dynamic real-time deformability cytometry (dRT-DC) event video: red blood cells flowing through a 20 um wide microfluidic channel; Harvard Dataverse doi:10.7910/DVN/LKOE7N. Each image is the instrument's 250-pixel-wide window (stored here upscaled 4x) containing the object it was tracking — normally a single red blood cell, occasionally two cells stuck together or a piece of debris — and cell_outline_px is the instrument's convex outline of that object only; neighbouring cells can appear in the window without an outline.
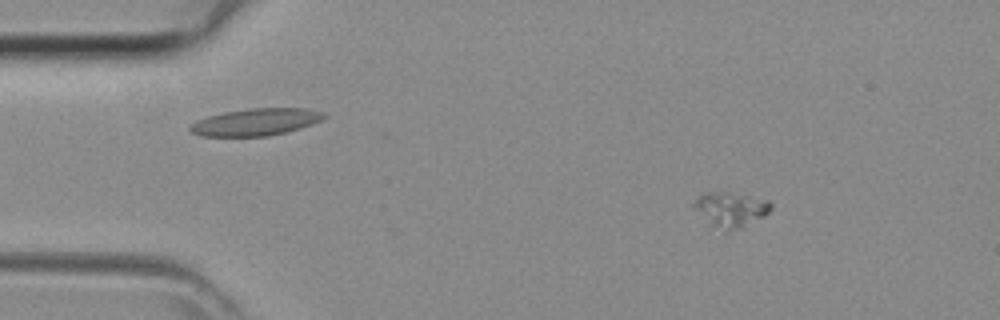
{"species": "common noctule bat (a hibernating species)", "species_latin": "Nyctalus noctula", "temperature_condition": "room temperature", "stored_images_in_passage": 41, "camera_frame_rate_fps": 3000, "um_per_image_px": 0.085, "animal": {"sex": "female", "body_mass_g": 29.2, "forearm_length_mm": 56.3}, "frame": {"image": 1, "passage_image": 2, "time_ms": 0.333, "image_size_px": [1000, 320], "cell_outline_px": [[772, 208], [764, 216], [740, 228], [728, 232], [724, 232], [712, 224], [692, 208], [692, 204], [704, 192], [728, 192], [768, 200], [772, 204]], "centroid_in_image_um": [62.1, 17.8], "position_along_channel_um": 22.9, "area_um2": 15.43}}
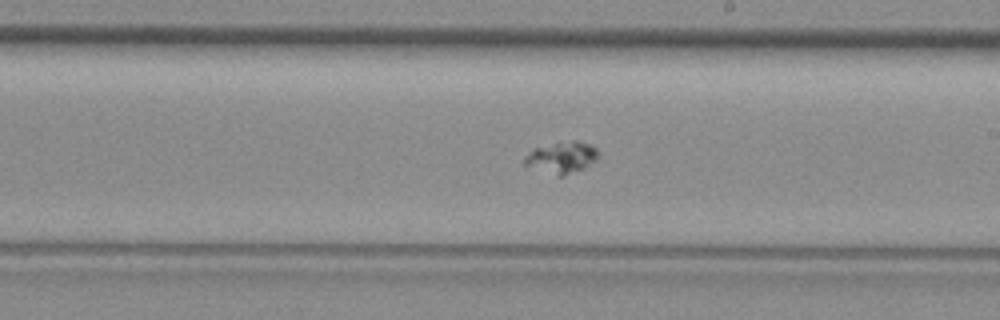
{"frame": {"image": 2, "passage_image": 21, "time_ms": 6.667, "image_size_px": [1000, 320], "cell_outline_px": [[600, 156], [596, 160], [584, 168], [564, 176], [560, 176], [524, 164], [524, 156], [536, 148], [572, 140], [576, 140], [588, 144], [596, 148]], "centroid_in_image_um": [47.8, 13.38], "position_along_channel_um": 241.2, "area_um2": 13.12}}
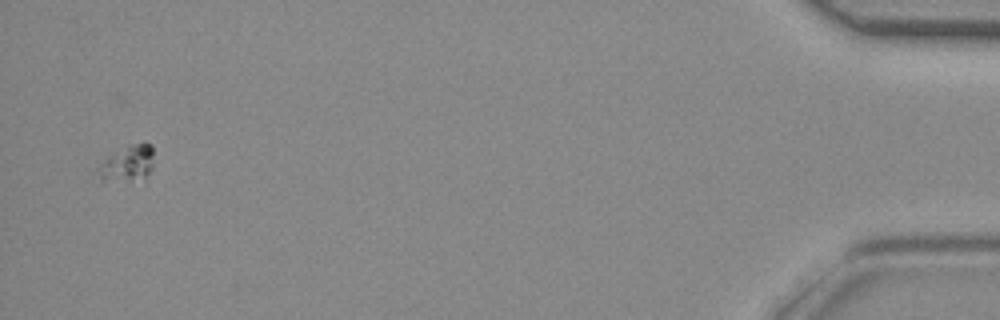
{"frame": {"image": 3, "passage_image": 39, "time_ms": 12.667, "image_size_px": [1000, 320], "cell_outline_px": [[152, 168], [144, 180], [100, 184], [92, 176], [92, 168], [108, 156], [128, 144], [144, 140], [152, 144]], "centroid_in_image_um": [10.67, 13.97], "position_along_channel_um": 424.5, "area_um2": 13.29}}